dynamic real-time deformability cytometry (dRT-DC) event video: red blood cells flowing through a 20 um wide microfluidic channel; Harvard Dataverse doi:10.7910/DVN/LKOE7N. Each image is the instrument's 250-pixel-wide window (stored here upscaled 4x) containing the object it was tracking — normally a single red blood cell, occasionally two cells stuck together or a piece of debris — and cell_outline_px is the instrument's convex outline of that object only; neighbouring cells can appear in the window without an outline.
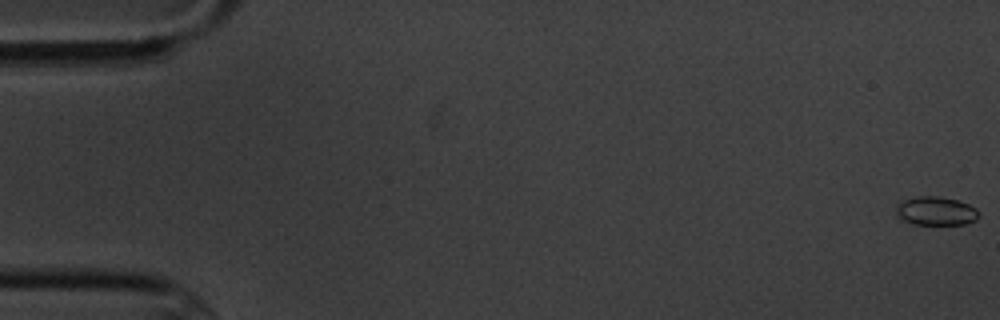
{"species": "common noctule bat (a hibernating species)", "species_latin": "Nyctalus noctula", "temperature_condition": "cold", "stored_images_in_passage": 6, "camera_frame_rate_fps": 3000, "um_per_image_px": 0.085, "animal": {"sex": "male", "body_mass_g": 20.1, "forearm_length_mm": 53.5}, "frame": {"image": 1, "passage_image": 1, "time_ms": 0.0, "image_size_px": [1000, 320], "cell_outline_px": [[980, 216], [976, 220], [964, 224], [912, 224], [896, 216], [896, 204], [904, 200], [916, 196], [940, 196], [956, 200], [968, 204], [976, 208], [980, 212]], "centroid_in_image_um": [79.55, 17.93], "position_along_channel_um": 5.4, "area_um2": 13.93}}
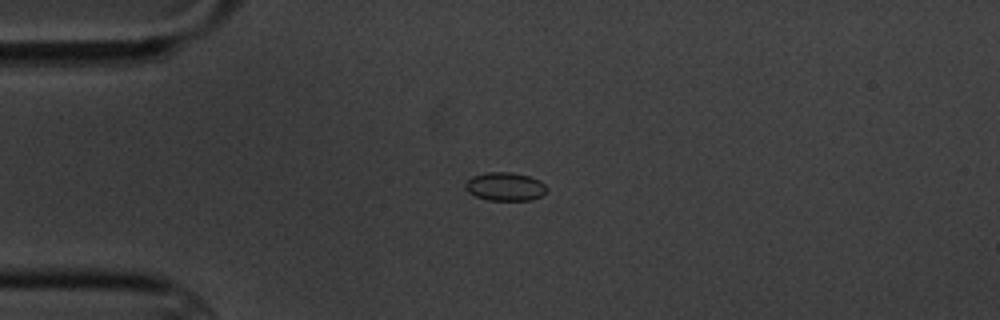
{"frame": {"image": 2, "passage_image": 5, "time_ms": 4.667, "image_size_px": [1000, 320], "cell_outline_px": [[548, 188], [540, 196], [532, 200], [488, 200], [476, 196], [468, 192], [464, 188], [464, 184], [472, 176], [488, 172], [512, 172], [528, 176], [540, 180]], "centroid_in_image_um": [42.92, 15.85], "position_along_channel_um": 42.1, "area_um2": 13.47}}